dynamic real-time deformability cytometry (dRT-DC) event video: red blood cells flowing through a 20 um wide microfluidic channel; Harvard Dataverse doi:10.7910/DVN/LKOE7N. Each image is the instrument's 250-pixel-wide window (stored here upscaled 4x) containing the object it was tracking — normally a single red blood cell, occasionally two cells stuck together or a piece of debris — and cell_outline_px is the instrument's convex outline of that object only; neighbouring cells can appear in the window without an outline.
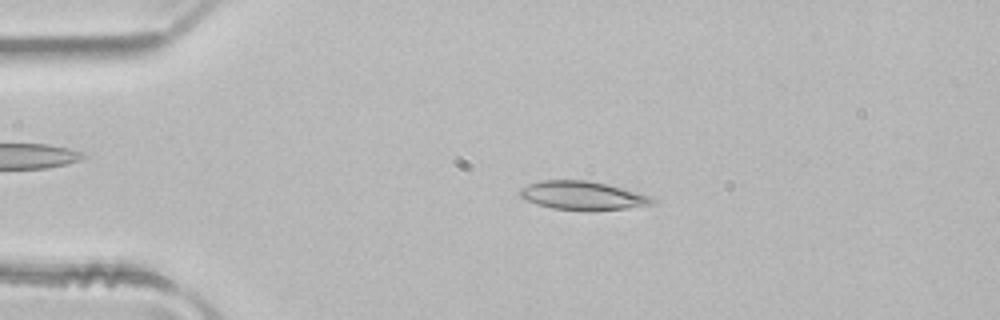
{"species": "common noctule bat (a hibernating species)", "species_latin": "Nyctalus noctula", "temperature_condition": "room temperature", "stored_images_in_passage": 3, "camera_frame_rate_fps": 3000, "um_per_image_px": 0.085, "animal": {"sex": "male", "body_mass_g": 21.5, "forearm_length_mm": 52.0}, "frame": {"image": 1, "passage_image": 3, "time_ms": 0.667, "image_size_px": [1000, 320], "cell_outline_px": [[656, 204], [624, 208], [552, 208], [536, 204], [520, 196], [520, 188], [528, 184], [540, 180], [588, 180], [652, 196], [656, 200]], "centroid_in_image_um": [49.5, 16.58], "position_along_channel_um": 35.5, "area_um2": 21.15}}